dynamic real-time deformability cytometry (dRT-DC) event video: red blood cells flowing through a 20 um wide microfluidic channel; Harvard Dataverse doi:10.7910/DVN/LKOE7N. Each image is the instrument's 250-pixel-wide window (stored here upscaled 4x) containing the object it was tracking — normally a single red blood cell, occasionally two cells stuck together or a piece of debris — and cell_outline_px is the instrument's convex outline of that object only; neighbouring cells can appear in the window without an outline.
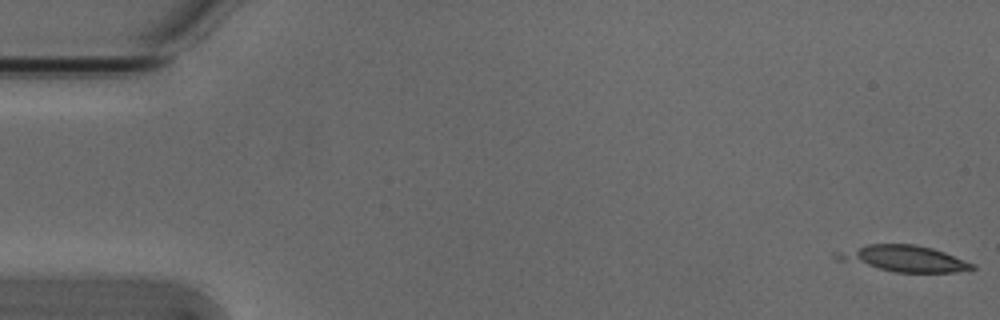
{"species": "Egyptian fruit bat (a non-hibernating species)", "species_latin": "Rousettus aegyptiacus", "temperature_condition": "cold", "stored_images_in_passage": 8, "camera_frame_rate_fps": 3000, "um_per_image_px": 0.085, "animal": {"sex": "male"}, "frame": {"image": 1, "passage_image": 1, "time_ms": 0.0, "image_size_px": [1000, 320], "cell_outline_px": [[976, 268], [956, 272], [896, 272], [836, 260], [832, 256], [832, 252], [868, 244], [916, 244], [932, 248], [944, 252], [976, 264]], "centroid_in_image_um": [76.78, 21.97], "position_along_channel_um": 8.2, "area_um2": 20.81}}